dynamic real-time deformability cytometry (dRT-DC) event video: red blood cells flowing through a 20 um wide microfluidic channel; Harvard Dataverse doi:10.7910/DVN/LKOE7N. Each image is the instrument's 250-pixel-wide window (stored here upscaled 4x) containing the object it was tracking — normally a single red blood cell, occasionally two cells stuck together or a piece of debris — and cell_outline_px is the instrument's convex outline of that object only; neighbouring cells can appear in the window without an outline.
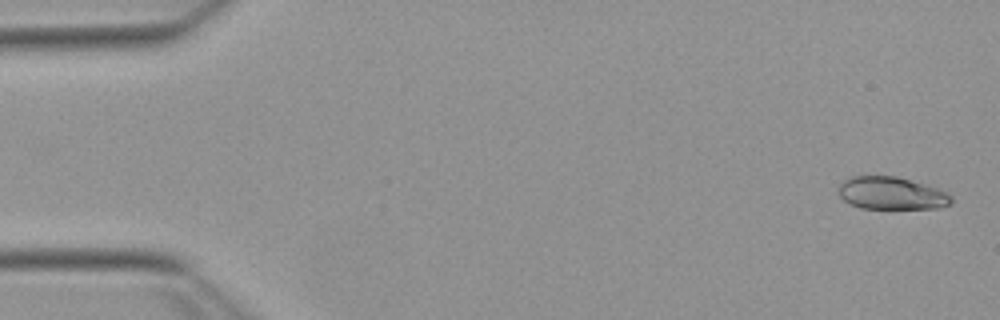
{"species": "Egyptian fruit bat (a non-hibernating species)", "species_latin": "Rousettus aegyptiacus", "temperature_condition": "warm", "stored_images_in_passage": 26, "camera_frame_rate_fps": 3000, "um_per_image_px": 0.085, "animal": {"sex": "female"}, "frame": {"image": 1, "passage_image": 2, "time_ms": 0.333, "image_size_px": [1000, 320], "cell_outline_px": [[952, 200], [948, 204], [936, 208], [860, 208], [844, 200], [840, 196], [840, 184], [848, 176], [896, 176], [924, 184], [936, 188], [952, 196]], "centroid_in_image_um": [75.74, 16.42], "position_along_channel_um": 9.3, "area_um2": 21.04}}
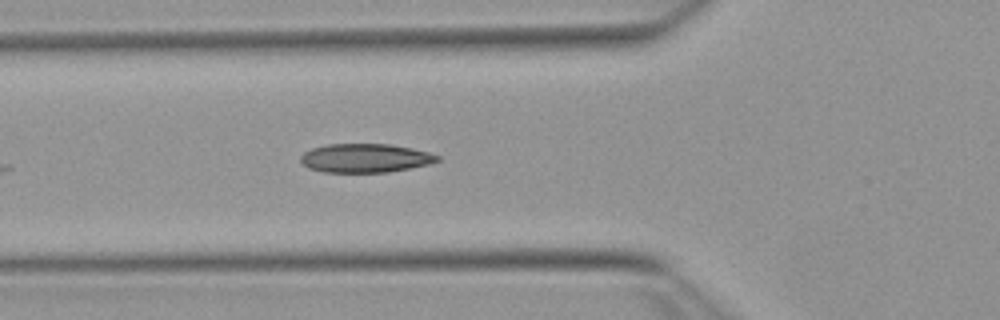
{"frame": {"image": 2, "passage_image": 19, "time_ms": 6.0, "image_size_px": [1000, 320], "cell_outline_px": [[440, 160], [428, 164], [388, 172], [324, 172], [308, 168], [300, 160], [300, 156], [304, 152], [312, 148], [328, 144], [388, 144], [412, 148], [428, 152], [440, 156]], "centroid_in_image_um": [31.03, 13.43], "position_along_channel_um": 94.8, "area_um2": 22.83}}
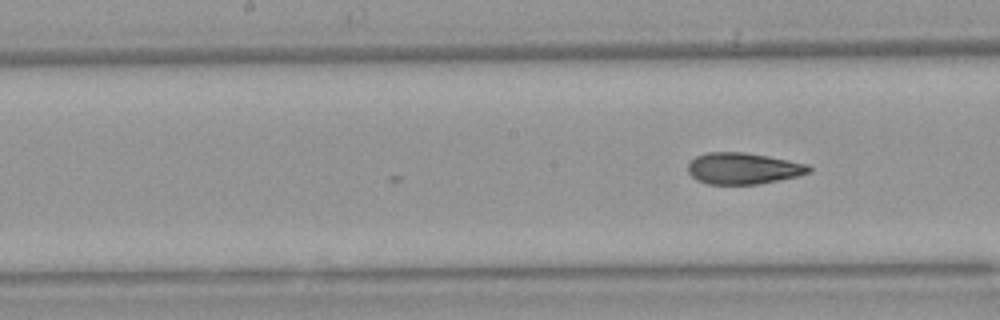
{"frame": {"image": 3, "passage_image": 26, "time_ms": 8.333, "image_size_px": [1000, 320], "cell_outline_px": [[812, 172], [796, 176], [760, 184], [708, 184], [696, 180], [688, 172], [688, 164], [696, 156], [708, 152], [744, 152], [768, 156], [808, 164], [812, 168]], "centroid_in_image_um": [63.17, 14.32], "position_along_channel_um": 185.0, "area_um2": 22.14}}